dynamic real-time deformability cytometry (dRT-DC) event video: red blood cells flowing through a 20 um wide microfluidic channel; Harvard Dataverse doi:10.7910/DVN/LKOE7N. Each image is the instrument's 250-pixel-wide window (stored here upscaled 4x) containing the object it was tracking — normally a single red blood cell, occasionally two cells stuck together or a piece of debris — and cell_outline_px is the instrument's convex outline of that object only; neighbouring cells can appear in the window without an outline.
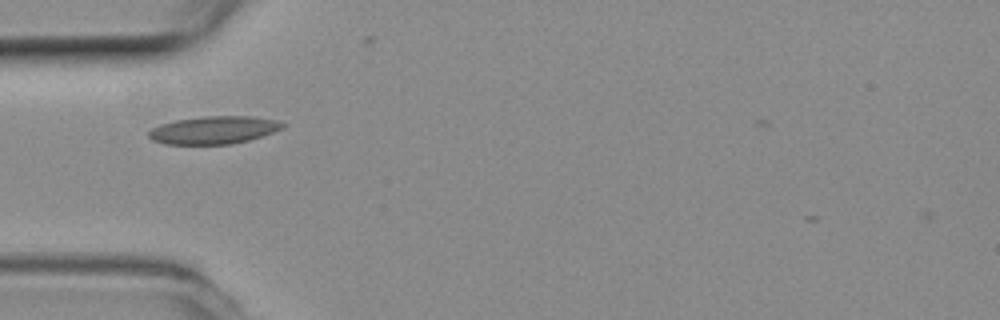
{"species": "common noctule bat (a hibernating species)", "species_latin": "Nyctalus noctula", "temperature_condition": "room temperature", "stored_images_in_passage": 21, "camera_frame_rate_fps": 3000, "um_per_image_px": 0.085, "animal": {"sex": "female", "body_mass_g": 19.3, "forearm_length_mm": 54.1}, "frame": {"image": 1, "passage_image": 2, "time_ms": 0.333, "image_size_px": [1000, 320], "cell_outline_px": [[288, 124], [284, 128], [248, 140], [232, 144], [164, 144], [152, 140], [148, 136], [148, 132], [152, 128], [160, 124], [176, 120], [204, 116], [252, 116], [276, 120]], "centroid_in_image_um": [18.17, 11.05], "position_along_channel_um": 66.8, "area_um2": 21.68}}
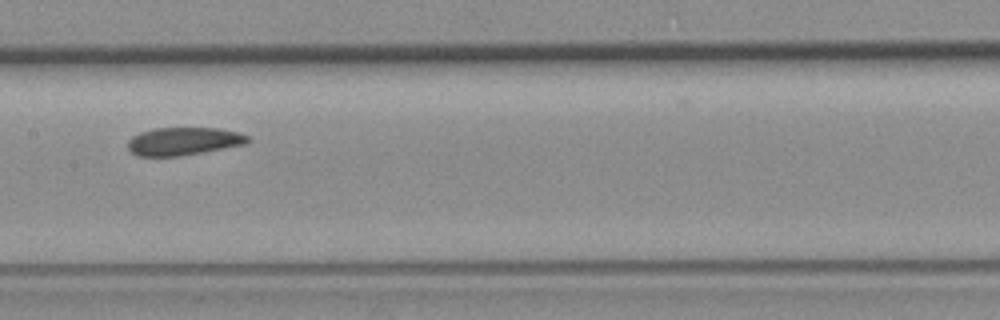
{"frame": {"image": 2, "passage_image": 12, "time_ms": 3.667, "image_size_px": [1000, 320], "cell_outline_px": [[252, 140], [244, 144], [180, 156], [140, 156], [132, 152], [128, 148], [128, 140], [132, 136], [140, 132], [156, 128], [220, 128], [236, 132], [248, 136]], "centroid_in_image_um": [15.58, 12.0], "position_along_channel_um": 191.8, "area_um2": 19.31}}
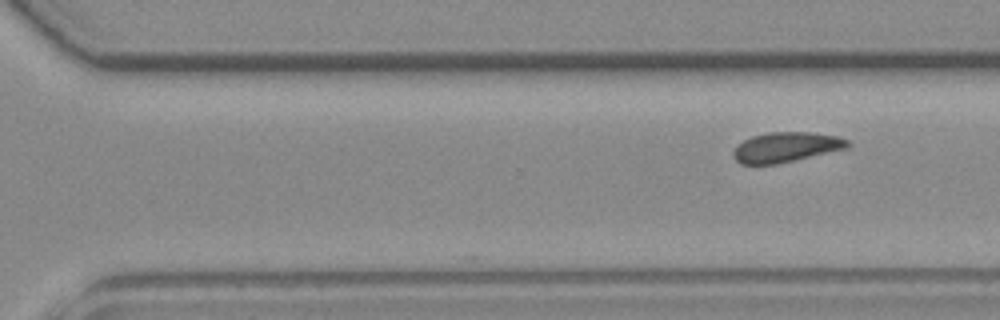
{"frame": {"image": 3, "passage_image": 21, "time_ms": 6.667, "image_size_px": [1000, 320], "cell_outline_px": [[852, 144], [848, 148], [776, 164], [740, 164], [732, 156], [732, 152], [744, 140], [752, 136], [768, 132], [812, 132], [840, 136], [848, 140]], "centroid_in_image_um": [66.85, 12.5], "position_along_channel_um": 303.8, "area_um2": 20.0}}